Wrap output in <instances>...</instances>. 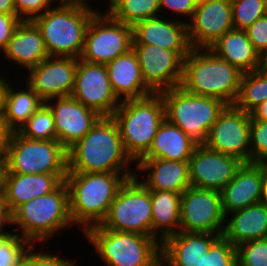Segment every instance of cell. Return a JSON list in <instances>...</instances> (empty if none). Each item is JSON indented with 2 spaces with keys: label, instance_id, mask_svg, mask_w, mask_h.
Instances as JSON below:
<instances>
[{
  "label": "cell",
  "instance_id": "1",
  "mask_svg": "<svg viewBox=\"0 0 267 266\" xmlns=\"http://www.w3.org/2000/svg\"><path fill=\"white\" fill-rule=\"evenodd\" d=\"M67 156L68 172L121 173L127 179L136 174L135 167L131 168L135 162L125 151L120 130L112 116L101 117L67 150Z\"/></svg>",
  "mask_w": 267,
  "mask_h": 266
},
{
  "label": "cell",
  "instance_id": "2",
  "mask_svg": "<svg viewBox=\"0 0 267 266\" xmlns=\"http://www.w3.org/2000/svg\"><path fill=\"white\" fill-rule=\"evenodd\" d=\"M126 179L121 173L67 172L64 182L73 224L84 232L100 225Z\"/></svg>",
  "mask_w": 267,
  "mask_h": 266
},
{
  "label": "cell",
  "instance_id": "3",
  "mask_svg": "<svg viewBox=\"0 0 267 266\" xmlns=\"http://www.w3.org/2000/svg\"><path fill=\"white\" fill-rule=\"evenodd\" d=\"M243 73L209 48H193L184 58L181 87L195 95L233 105Z\"/></svg>",
  "mask_w": 267,
  "mask_h": 266
},
{
  "label": "cell",
  "instance_id": "4",
  "mask_svg": "<svg viewBox=\"0 0 267 266\" xmlns=\"http://www.w3.org/2000/svg\"><path fill=\"white\" fill-rule=\"evenodd\" d=\"M12 225V232L33 245L48 242L61 230L72 228L66 183L63 181L54 191L17 206L12 211Z\"/></svg>",
  "mask_w": 267,
  "mask_h": 266
},
{
  "label": "cell",
  "instance_id": "5",
  "mask_svg": "<svg viewBox=\"0 0 267 266\" xmlns=\"http://www.w3.org/2000/svg\"><path fill=\"white\" fill-rule=\"evenodd\" d=\"M59 1L32 21L40 29L49 56L79 58L96 7Z\"/></svg>",
  "mask_w": 267,
  "mask_h": 266
},
{
  "label": "cell",
  "instance_id": "6",
  "mask_svg": "<svg viewBox=\"0 0 267 266\" xmlns=\"http://www.w3.org/2000/svg\"><path fill=\"white\" fill-rule=\"evenodd\" d=\"M112 118L120 130L125 151L136 163L149 150L165 119L163 99L160 93H152L122 101Z\"/></svg>",
  "mask_w": 267,
  "mask_h": 266
},
{
  "label": "cell",
  "instance_id": "7",
  "mask_svg": "<svg viewBox=\"0 0 267 266\" xmlns=\"http://www.w3.org/2000/svg\"><path fill=\"white\" fill-rule=\"evenodd\" d=\"M82 234L107 266H161V243L138 233L93 226Z\"/></svg>",
  "mask_w": 267,
  "mask_h": 266
},
{
  "label": "cell",
  "instance_id": "8",
  "mask_svg": "<svg viewBox=\"0 0 267 266\" xmlns=\"http://www.w3.org/2000/svg\"><path fill=\"white\" fill-rule=\"evenodd\" d=\"M159 93L164 102L165 118L198 145L205 143L212 125L226 106L219 99L192 94L181 86Z\"/></svg>",
  "mask_w": 267,
  "mask_h": 266
},
{
  "label": "cell",
  "instance_id": "9",
  "mask_svg": "<svg viewBox=\"0 0 267 266\" xmlns=\"http://www.w3.org/2000/svg\"><path fill=\"white\" fill-rule=\"evenodd\" d=\"M67 150L57 140H33L12 132L4 152V172L67 174Z\"/></svg>",
  "mask_w": 267,
  "mask_h": 266
},
{
  "label": "cell",
  "instance_id": "10",
  "mask_svg": "<svg viewBox=\"0 0 267 266\" xmlns=\"http://www.w3.org/2000/svg\"><path fill=\"white\" fill-rule=\"evenodd\" d=\"M100 225L108 230L152 237L150 190L136 176L126 179Z\"/></svg>",
  "mask_w": 267,
  "mask_h": 266
},
{
  "label": "cell",
  "instance_id": "11",
  "mask_svg": "<svg viewBox=\"0 0 267 266\" xmlns=\"http://www.w3.org/2000/svg\"><path fill=\"white\" fill-rule=\"evenodd\" d=\"M91 18L79 57L92 64H107L132 49L133 27L114 19L106 10Z\"/></svg>",
  "mask_w": 267,
  "mask_h": 266
},
{
  "label": "cell",
  "instance_id": "12",
  "mask_svg": "<svg viewBox=\"0 0 267 266\" xmlns=\"http://www.w3.org/2000/svg\"><path fill=\"white\" fill-rule=\"evenodd\" d=\"M224 225L219 191L190 186L182 193L180 231L222 235Z\"/></svg>",
  "mask_w": 267,
  "mask_h": 266
},
{
  "label": "cell",
  "instance_id": "13",
  "mask_svg": "<svg viewBox=\"0 0 267 266\" xmlns=\"http://www.w3.org/2000/svg\"><path fill=\"white\" fill-rule=\"evenodd\" d=\"M250 113L226 105L212 125L204 143L206 147L250 163Z\"/></svg>",
  "mask_w": 267,
  "mask_h": 266
},
{
  "label": "cell",
  "instance_id": "14",
  "mask_svg": "<svg viewBox=\"0 0 267 266\" xmlns=\"http://www.w3.org/2000/svg\"><path fill=\"white\" fill-rule=\"evenodd\" d=\"M145 84L154 92L178 87L183 77L184 58L190 51H170L159 46L132 44Z\"/></svg>",
  "mask_w": 267,
  "mask_h": 266
},
{
  "label": "cell",
  "instance_id": "15",
  "mask_svg": "<svg viewBox=\"0 0 267 266\" xmlns=\"http://www.w3.org/2000/svg\"><path fill=\"white\" fill-rule=\"evenodd\" d=\"M71 97L102 117H111L121 101L112 89L105 64L78 59Z\"/></svg>",
  "mask_w": 267,
  "mask_h": 266
},
{
  "label": "cell",
  "instance_id": "16",
  "mask_svg": "<svg viewBox=\"0 0 267 266\" xmlns=\"http://www.w3.org/2000/svg\"><path fill=\"white\" fill-rule=\"evenodd\" d=\"M75 57L49 56L27 73V84L44 101L71 96L78 64Z\"/></svg>",
  "mask_w": 267,
  "mask_h": 266
},
{
  "label": "cell",
  "instance_id": "17",
  "mask_svg": "<svg viewBox=\"0 0 267 266\" xmlns=\"http://www.w3.org/2000/svg\"><path fill=\"white\" fill-rule=\"evenodd\" d=\"M242 163L234 156L197 145L188 161L191 186L220 192Z\"/></svg>",
  "mask_w": 267,
  "mask_h": 266
},
{
  "label": "cell",
  "instance_id": "18",
  "mask_svg": "<svg viewBox=\"0 0 267 266\" xmlns=\"http://www.w3.org/2000/svg\"><path fill=\"white\" fill-rule=\"evenodd\" d=\"M192 48H209L226 32L234 29L231 0H201L188 21Z\"/></svg>",
  "mask_w": 267,
  "mask_h": 266
},
{
  "label": "cell",
  "instance_id": "19",
  "mask_svg": "<svg viewBox=\"0 0 267 266\" xmlns=\"http://www.w3.org/2000/svg\"><path fill=\"white\" fill-rule=\"evenodd\" d=\"M45 103L53 113L56 140L66 150L82 139L102 117L71 96L53 98Z\"/></svg>",
  "mask_w": 267,
  "mask_h": 266
},
{
  "label": "cell",
  "instance_id": "20",
  "mask_svg": "<svg viewBox=\"0 0 267 266\" xmlns=\"http://www.w3.org/2000/svg\"><path fill=\"white\" fill-rule=\"evenodd\" d=\"M267 170L263 163H242L220 191L224 216L260 203Z\"/></svg>",
  "mask_w": 267,
  "mask_h": 266
},
{
  "label": "cell",
  "instance_id": "21",
  "mask_svg": "<svg viewBox=\"0 0 267 266\" xmlns=\"http://www.w3.org/2000/svg\"><path fill=\"white\" fill-rule=\"evenodd\" d=\"M133 44L159 46L170 51H191L188 25L184 20L158 16L141 20L133 26Z\"/></svg>",
  "mask_w": 267,
  "mask_h": 266
},
{
  "label": "cell",
  "instance_id": "22",
  "mask_svg": "<svg viewBox=\"0 0 267 266\" xmlns=\"http://www.w3.org/2000/svg\"><path fill=\"white\" fill-rule=\"evenodd\" d=\"M136 163L134 164L137 171L135 176L148 190L182 194L191 186L188 161L140 158ZM139 172H147V176L140 180Z\"/></svg>",
  "mask_w": 267,
  "mask_h": 266
},
{
  "label": "cell",
  "instance_id": "23",
  "mask_svg": "<svg viewBox=\"0 0 267 266\" xmlns=\"http://www.w3.org/2000/svg\"><path fill=\"white\" fill-rule=\"evenodd\" d=\"M219 236L179 231L167 237L161 243V266H199L200 257Z\"/></svg>",
  "mask_w": 267,
  "mask_h": 266
},
{
  "label": "cell",
  "instance_id": "24",
  "mask_svg": "<svg viewBox=\"0 0 267 266\" xmlns=\"http://www.w3.org/2000/svg\"><path fill=\"white\" fill-rule=\"evenodd\" d=\"M66 175L3 173L0 186L12 212L17 206L54 191Z\"/></svg>",
  "mask_w": 267,
  "mask_h": 266
},
{
  "label": "cell",
  "instance_id": "25",
  "mask_svg": "<svg viewBox=\"0 0 267 266\" xmlns=\"http://www.w3.org/2000/svg\"><path fill=\"white\" fill-rule=\"evenodd\" d=\"M6 62L29 71L49 57L40 29L32 20H22L4 50ZM12 61V62H10Z\"/></svg>",
  "mask_w": 267,
  "mask_h": 266
},
{
  "label": "cell",
  "instance_id": "26",
  "mask_svg": "<svg viewBox=\"0 0 267 266\" xmlns=\"http://www.w3.org/2000/svg\"><path fill=\"white\" fill-rule=\"evenodd\" d=\"M113 91L122 102L154 93L144 82L136 53L130 51L105 64Z\"/></svg>",
  "mask_w": 267,
  "mask_h": 266
},
{
  "label": "cell",
  "instance_id": "27",
  "mask_svg": "<svg viewBox=\"0 0 267 266\" xmlns=\"http://www.w3.org/2000/svg\"><path fill=\"white\" fill-rule=\"evenodd\" d=\"M222 235L235 247L267 238V206L260 202L226 215Z\"/></svg>",
  "mask_w": 267,
  "mask_h": 266
},
{
  "label": "cell",
  "instance_id": "28",
  "mask_svg": "<svg viewBox=\"0 0 267 266\" xmlns=\"http://www.w3.org/2000/svg\"><path fill=\"white\" fill-rule=\"evenodd\" d=\"M209 49L243 74L258 71L259 53L248 39L245 30L232 29L226 32Z\"/></svg>",
  "mask_w": 267,
  "mask_h": 266
},
{
  "label": "cell",
  "instance_id": "29",
  "mask_svg": "<svg viewBox=\"0 0 267 266\" xmlns=\"http://www.w3.org/2000/svg\"><path fill=\"white\" fill-rule=\"evenodd\" d=\"M197 145L183 130L165 118L149 150L141 158L189 161Z\"/></svg>",
  "mask_w": 267,
  "mask_h": 266
},
{
  "label": "cell",
  "instance_id": "30",
  "mask_svg": "<svg viewBox=\"0 0 267 266\" xmlns=\"http://www.w3.org/2000/svg\"><path fill=\"white\" fill-rule=\"evenodd\" d=\"M180 193L150 190L152 237L162 243L180 231Z\"/></svg>",
  "mask_w": 267,
  "mask_h": 266
},
{
  "label": "cell",
  "instance_id": "31",
  "mask_svg": "<svg viewBox=\"0 0 267 266\" xmlns=\"http://www.w3.org/2000/svg\"><path fill=\"white\" fill-rule=\"evenodd\" d=\"M8 82L4 98V119L12 132H18L29 118L43 105L44 101L26 83L25 88H14Z\"/></svg>",
  "mask_w": 267,
  "mask_h": 266
},
{
  "label": "cell",
  "instance_id": "32",
  "mask_svg": "<svg viewBox=\"0 0 267 266\" xmlns=\"http://www.w3.org/2000/svg\"><path fill=\"white\" fill-rule=\"evenodd\" d=\"M106 11L128 25L160 16V0H112Z\"/></svg>",
  "mask_w": 267,
  "mask_h": 266
},
{
  "label": "cell",
  "instance_id": "33",
  "mask_svg": "<svg viewBox=\"0 0 267 266\" xmlns=\"http://www.w3.org/2000/svg\"><path fill=\"white\" fill-rule=\"evenodd\" d=\"M265 100H267V76L259 70L244 73L234 105L246 113H251Z\"/></svg>",
  "mask_w": 267,
  "mask_h": 266
},
{
  "label": "cell",
  "instance_id": "34",
  "mask_svg": "<svg viewBox=\"0 0 267 266\" xmlns=\"http://www.w3.org/2000/svg\"><path fill=\"white\" fill-rule=\"evenodd\" d=\"M18 133L33 140H56L54 117L49 106L44 102Z\"/></svg>",
  "mask_w": 267,
  "mask_h": 266
},
{
  "label": "cell",
  "instance_id": "35",
  "mask_svg": "<svg viewBox=\"0 0 267 266\" xmlns=\"http://www.w3.org/2000/svg\"><path fill=\"white\" fill-rule=\"evenodd\" d=\"M234 29L244 30L267 14L266 0H231Z\"/></svg>",
  "mask_w": 267,
  "mask_h": 266
},
{
  "label": "cell",
  "instance_id": "36",
  "mask_svg": "<svg viewBox=\"0 0 267 266\" xmlns=\"http://www.w3.org/2000/svg\"><path fill=\"white\" fill-rule=\"evenodd\" d=\"M199 266H237V250L223 235L212 244L210 251L200 257Z\"/></svg>",
  "mask_w": 267,
  "mask_h": 266
},
{
  "label": "cell",
  "instance_id": "37",
  "mask_svg": "<svg viewBox=\"0 0 267 266\" xmlns=\"http://www.w3.org/2000/svg\"><path fill=\"white\" fill-rule=\"evenodd\" d=\"M32 245L15 232L0 237V266H18Z\"/></svg>",
  "mask_w": 267,
  "mask_h": 266
},
{
  "label": "cell",
  "instance_id": "38",
  "mask_svg": "<svg viewBox=\"0 0 267 266\" xmlns=\"http://www.w3.org/2000/svg\"><path fill=\"white\" fill-rule=\"evenodd\" d=\"M236 250L237 266H267V238L244 242Z\"/></svg>",
  "mask_w": 267,
  "mask_h": 266
},
{
  "label": "cell",
  "instance_id": "39",
  "mask_svg": "<svg viewBox=\"0 0 267 266\" xmlns=\"http://www.w3.org/2000/svg\"><path fill=\"white\" fill-rule=\"evenodd\" d=\"M267 161V121L250 119V162Z\"/></svg>",
  "mask_w": 267,
  "mask_h": 266
},
{
  "label": "cell",
  "instance_id": "40",
  "mask_svg": "<svg viewBox=\"0 0 267 266\" xmlns=\"http://www.w3.org/2000/svg\"><path fill=\"white\" fill-rule=\"evenodd\" d=\"M34 247L37 246L32 245L24 255L23 266H77L75 261L62 256L60 253L57 254L58 252H56V254H53V252H48L46 251V249L45 252L41 249L40 251L38 249H36L37 251H35V249H33Z\"/></svg>",
  "mask_w": 267,
  "mask_h": 266
},
{
  "label": "cell",
  "instance_id": "41",
  "mask_svg": "<svg viewBox=\"0 0 267 266\" xmlns=\"http://www.w3.org/2000/svg\"><path fill=\"white\" fill-rule=\"evenodd\" d=\"M60 0H14L16 15L21 20H33Z\"/></svg>",
  "mask_w": 267,
  "mask_h": 266
},
{
  "label": "cell",
  "instance_id": "42",
  "mask_svg": "<svg viewBox=\"0 0 267 266\" xmlns=\"http://www.w3.org/2000/svg\"><path fill=\"white\" fill-rule=\"evenodd\" d=\"M197 2V0H160V16L167 14L166 10H168V14H171V12H173L171 15L175 13V15H179L178 17H188L184 21L185 23H188L187 20L190 21L192 19Z\"/></svg>",
  "mask_w": 267,
  "mask_h": 266
},
{
  "label": "cell",
  "instance_id": "43",
  "mask_svg": "<svg viewBox=\"0 0 267 266\" xmlns=\"http://www.w3.org/2000/svg\"><path fill=\"white\" fill-rule=\"evenodd\" d=\"M248 39L260 54L267 47V14L244 29Z\"/></svg>",
  "mask_w": 267,
  "mask_h": 266
},
{
  "label": "cell",
  "instance_id": "44",
  "mask_svg": "<svg viewBox=\"0 0 267 266\" xmlns=\"http://www.w3.org/2000/svg\"><path fill=\"white\" fill-rule=\"evenodd\" d=\"M21 19L16 14L0 13V53L7 47L15 29L21 23Z\"/></svg>",
  "mask_w": 267,
  "mask_h": 266
},
{
  "label": "cell",
  "instance_id": "45",
  "mask_svg": "<svg viewBox=\"0 0 267 266\" xmlns=\"http://www.w3.org/2000/svg\"><path fill=\"white\" fill-rule=\"evenodd\" d=\"M7 226H12V212L8 208L3 190L0 186V237L11 233L9 228L6 231Z\"/></svg>",
  "mask_w": 267,
  "mask_h": 266
},
{
  "label": "cell",
  "instance_id": "46",
  "mask_svg": "<svg viewBox=\"0 0 267 266\" xmlns=\"http://www.w3.org/2000/svg\"><path fill=\"white\" fill-rule=\"evenodd\" d=\"M12 131L9 129L3 112H0V151H5L8 142L10 141Z\"/></svg>",
  "mask_w": 267,
  "mask_h": 266
},
{
  "label": "cell",
  "instance_id": "47",
  "mask_svg": "<svg viewBox=\"0 0 267 266\" xmlns=\"http://www.w3.org/2000/svg\"><path fill=\"white\" fill-rule=\"evenodd\" d=\"M250 115L257 120L267 121V100L263 101L257 108H255Z\"/></svg>",
  "mask_w": 267,
  "mask_h": 266
},
{
  "label": "cell",
  "instance_id": "48",
  "mask_svg": "<svg viewBox=\"0 0 267 266\" xmlns=\"http://www.w3.org/2000/svg\"><path fill=\"white\" fill-rule=\"evenodd\" d=\"M0 13L16 14L14 0H0Z\"/></svg>",
  "mask_w": 267,
  "mask_h": 266
},
{
  "label": "cell",
  "instance_id": "49",
  "mask_svg": "<svg viewBox=\"0 0 267 266\" xmlns=\"http://www.w3.org/2000/svg\"><path fill=\"white\" fill-rule=\"evenodd\" d=\"M5 77L6 76L4 75H0V112H3L6 88L8 82L10 81L9 79H11V78L6 79Z\"/></svg>",
  "mask_w": 267,
  "mask_h": 266
},
{
  "label": "cell",
  "instance_id": "50",
  "mask_svg": "<svg viewBox=\"0 0 267 266\" xmlns=\"http://www.w3.org/2000/svg\"><path fill=\"white\" fill-rule=\"evenodd\" d=\"M259 67H267V47L259 54Z\"/></svg>",
  "mask_w": 267,
  "mask_h": 266
},
{
  "label": "cell",
  "instance_id": "51",
  "mask_svg": "<svg viewBox=\"0 0 267 266\" xmlns=\"http://www.w3.org/2000/svg\"><path fill=\"white\" fill-rule=\"evenodd\" d=\"M60 1H63V2H67V3H74V4H80V5H85V6H91L89 5V0H60ZM108 1V2H107ZM112 0H106L105 2H107V5L109 7L110 3H111Z\"/></svg>",
  "mask_w": 267,
  "mask_h": 266
},
{
  "label": "cell",
  "instance_id": "52",
  "mask_svg": "<svg viewBox=\"0 0 267 266\" xmlns=\"http://www.w3.org/2000/svg\"><path fill=\"white\" fill-rule=\"evenodd\" d=\"M260 202L264 204L265 206H267V174H266V178L263 184L262 198Z\"/></svg>",
  "mask_w": 267,
  "mask_h": 266
},
{
  "label": "cell",
  "instance_id": "53",
  "mask_svg": "<svg viewBox=\"0 0 267 266\" xmlns=\"http://www.w3.org/2000/svg\"><path fill=\"white\" fill-rule=\"evenodd\" d=\"M4 152L5 151H0V185H1V179L3 177V172H4Z\"/></svg>",
  "mask_w": 267,
  "mask_h": 266
},
{
  "label": "cell",
  "instance_id": "54",
  "mask_svg": "<svg viewBox=\"0 0 267 266\" xmlns=\"http://www.w3.org/2000/svg\"><path fill=\"white\" fill-rule=\"evenodd\" d=\"M259 71H262L267 76V67H258Z\"/></svg>",
  "mask_w": 267,
  "mask_h": 266
},
{
  "label": "cell",
  "instance_id": "55",
  "mask_svg": "<svg viewBox=\"0 0 267 266\" xmlns=\"http://www.w3.org/2000/svg\"><path fill=\"white\" fill-rule=\"evenodd\" d=\"M18 266H23V259H22L21 263Z\"/></svg>",
  "mask_w": 267,
  "mask_h": 266
},
{
  "label": "cell",
  "instance_id": "56",
  "mask_svg": "<svg viewBox=\"0 0 267 266\" xmlns=\"http://www.w3.org/2000/svg\"><path fill=\"white\" fill-rule=\"evenodd\" d=\"M265 167H266V170H267V161L264 163Z\"/></svg>",
  "mask_w": 267,
  "mask_h": 266
}]
</instances>
